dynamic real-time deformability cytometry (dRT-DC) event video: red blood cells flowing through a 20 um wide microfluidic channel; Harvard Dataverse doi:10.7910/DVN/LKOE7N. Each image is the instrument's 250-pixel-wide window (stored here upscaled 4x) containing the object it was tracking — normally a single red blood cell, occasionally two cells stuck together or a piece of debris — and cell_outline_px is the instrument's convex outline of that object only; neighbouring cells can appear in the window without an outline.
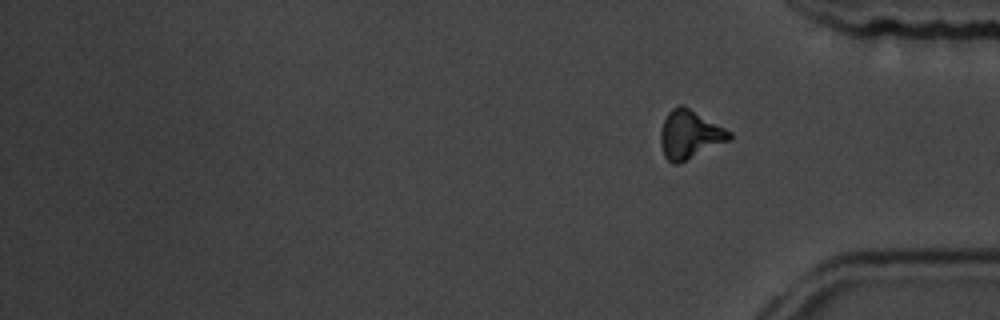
{"species": "common noctule bat (a hibernating species)", "species_latin": "Nyctalus noctula", "temperature_condition": "room temperature", "stored_images_in_passage": 15, "segment_of_instrument_passage": [2, 2], "camera_frame_rate_fps": 3000, "um_per_image_px": 0.085, "animal": {"sex": "male", "body_mass_g": 19.5, "forearm_length_mm": 54.6}, "frame": {"image": 1, "passage_image": 15, "time_ms": 17.667, "image_size_px": [1000, 320], "cell_outline_px": [[732, 140], [676, 164], [672, 164], [664, 156], [660, 144], [660, 132], [664, 120], [668, 112], [672, 108], [680, 104], [684, 104], [732, 132]], "centroid_in_image_um": [58.63, 11.42], "position_along_channel_um": 376.6, "area_um2": 19.59}}